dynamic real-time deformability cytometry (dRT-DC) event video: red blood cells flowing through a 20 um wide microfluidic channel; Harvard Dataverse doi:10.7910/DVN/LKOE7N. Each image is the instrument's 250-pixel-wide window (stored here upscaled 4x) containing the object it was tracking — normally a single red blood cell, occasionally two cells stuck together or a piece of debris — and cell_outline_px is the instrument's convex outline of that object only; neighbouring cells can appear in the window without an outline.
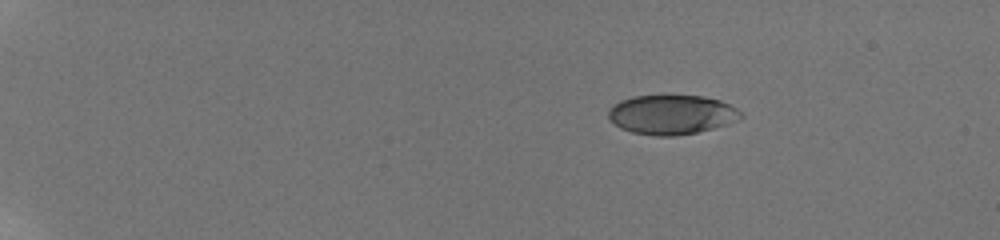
{"species": "human", "species_latin": "Homo sapiens", "temperature_condition": "room temperature", "stored_images_in_passage": 51, "camera_frame_rate_fps": 3000, "um_per_image_px": 0.085, "donor": {"sex": "male"}, "frame": {"image": 1, "passage_image": 1, "time_ms": 0.0, "image_size_px": [1000, 240], "cell_outline_px": [[744, 116], [728, 124], [696, 132], [676, 136], [656, 136], [632, 132], [620, 128], [608, 116], [608, 112], [612, 104], [620, 100], [632, 96], [700, 96], [720, 100], [736, 108]], "centroid_in_image_um": [57.07, 9.74], "position_along_channel_um": 27.9, "area_um2": 30.23}}
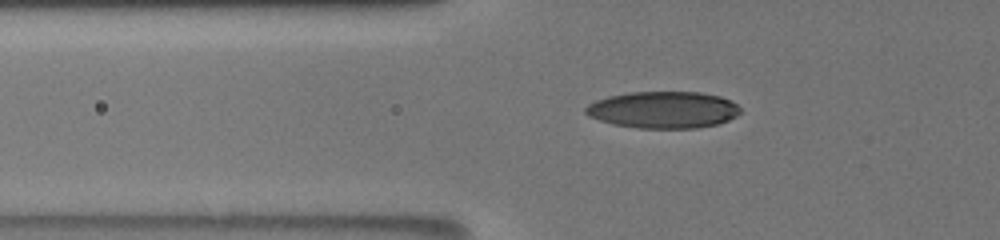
{"frame": {"image": 2, "passage_image": 32, "time_ms": 4.333, "image_size_px": [1000, 240], "cell_outline_px": [[740, 112], [736, 116], [728, 120], [716, 124], [696, 128], [640, 128], [612, 124], [588, 116], [584, 112], [584, 108], [588, 104], [596, 100], [608, 96], [628, 92], [700, 92], [720, 96], [732, 100], [740, 108]], "centroid_in_image_um": [56.36, 9.33], "position_along_channel_um": 69.4, "area_um2": 33.29}}
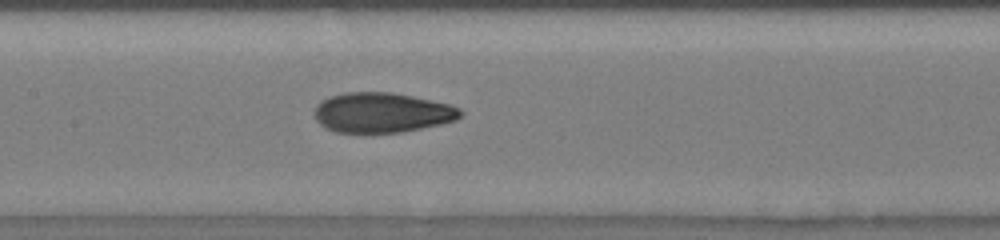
{"frame": {"image": 3, "passage_image": 48, "time_ms": 7.333, "image_size_px": [1000, 240], "cell_outline_px": [[464, 112], [456, 120], [440, 124], [400, 132], [364, 136], [336, 132], [320, 124], [316, 120], [316, 104], [320, 100], [344, 92], [392, 92], [412, 96], [448, 104], [460, 108]], "centroid_in_image_um": [32.43, 9.61], "position_along_channel_um": 175.0, "area_um2": 34.62}}